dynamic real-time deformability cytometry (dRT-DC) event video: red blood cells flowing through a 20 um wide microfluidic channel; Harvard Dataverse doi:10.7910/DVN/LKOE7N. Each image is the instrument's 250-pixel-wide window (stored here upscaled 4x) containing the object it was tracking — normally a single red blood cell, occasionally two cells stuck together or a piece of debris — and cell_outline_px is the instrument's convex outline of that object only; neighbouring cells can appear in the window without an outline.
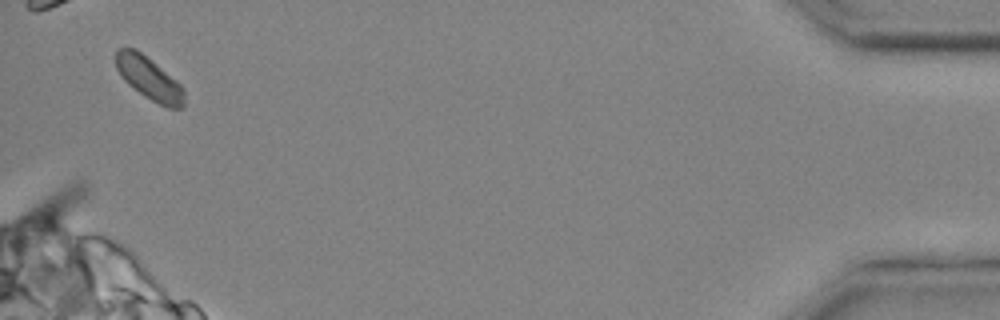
{"species": "common noctule bat (a hibernating species)", "species_latin": "Nyctalus noctula", "temperature_condition": "cold", "stored_images_in_passage": 34, "camera_frame_rate_fps": 3000, "um_per_image_px": 0.085, "animal": {"sex": "male", "body_mass_g": 20.4}, "frame": {"image": 1, "passage_image": 34, "time_ms": 11.0, "image_size_px": [1000, 320], "cell_outline_px": [[184, 108], [168, 108], [152, 100], [128, 84], [124, 80], [116, 68], [116, 52], [120, 48], [136, 48], [152, 60], [176, 80], [184, 88]], "centroid_in_image_um": [12.69, 6.65], "position_along_channel_um": 422.5, "area_um2": 16.88}}